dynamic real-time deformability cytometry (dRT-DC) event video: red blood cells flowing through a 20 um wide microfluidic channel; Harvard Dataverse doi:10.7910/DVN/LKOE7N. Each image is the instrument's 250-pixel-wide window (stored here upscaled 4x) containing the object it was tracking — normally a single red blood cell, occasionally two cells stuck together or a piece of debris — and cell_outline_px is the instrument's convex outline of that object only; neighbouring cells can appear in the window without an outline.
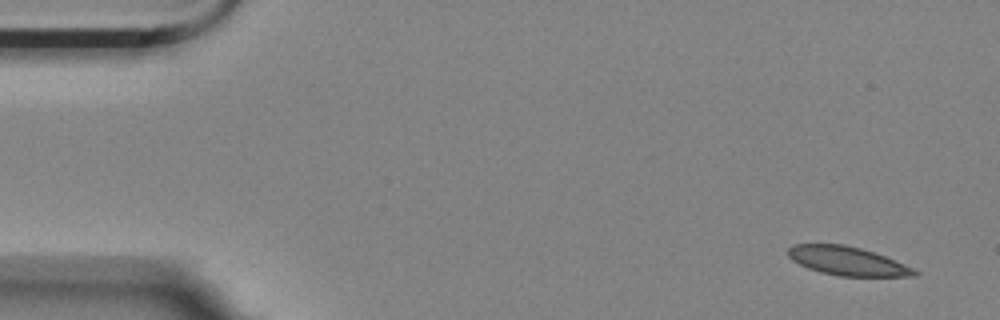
{"species": "Egyptian fruit bat (a non-hibernating species)", "species_latin": "Rousettus aegyptiacus", "temperature_condition": "room temperature", "stored_images_in_passage": 4, "camera_frame_rate_fps": 3000, "um_per_image_px": 0.085, "animal": {"sex": "female"}, "frame": {"image": 1, "passage_image": 1, "time_ms": 0.0, "image_size_px": [1000, 320], "cell_outline_px": [[920, 272], [916, 276], [840, 276], [820, 272], [808, 268], [792, 260], [788, 256], [788, 248], [792, 244], [844, 244], [860, 248], [884, 256], [904, 264]], "centroid_in_image_um": [72.0, 22.18], "position_along_channel_um": 13.0, "area_um2": 20.98}}